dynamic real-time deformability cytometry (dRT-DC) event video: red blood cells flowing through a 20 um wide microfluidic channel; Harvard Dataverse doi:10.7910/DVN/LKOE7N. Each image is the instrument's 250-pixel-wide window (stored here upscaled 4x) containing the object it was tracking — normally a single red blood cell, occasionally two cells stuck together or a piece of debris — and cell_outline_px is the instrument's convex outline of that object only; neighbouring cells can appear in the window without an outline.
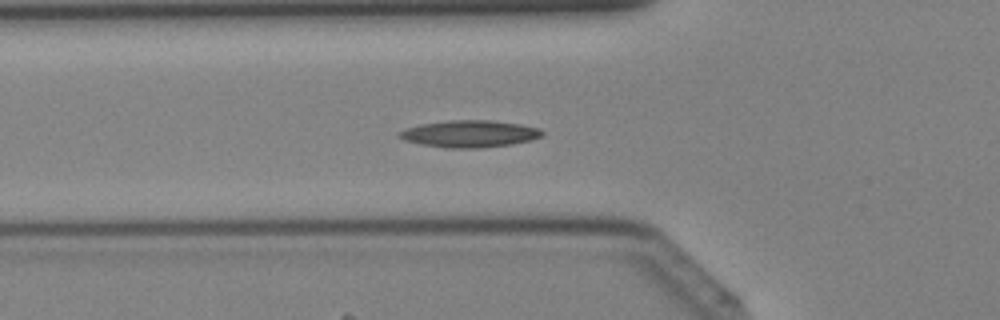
{"species": "Egyptian fruit bat (a non-hibernating species)", "species_latin": "Rousettus aegyptiacus", "temperature_condition": "cold", "stored_images_in_passage": 17, "camera_frame_rate_fps": 3000, "um_per_image_px": 0.085, "animal": {"sex": "female"}, "frame": {"image": 1, "passage_image": 15, "time_ms": 4.667, "image_size_px": [1000, 320], "cell_outline_px": [[544, 132], [540, 136], [528, 140], [512, 144], [476, 148], [448, 148], [424, 144], [404, 140], [396, 136], [396, 132], [404, 128], [420, 124], [448, 120], [492, 120], [520, 124], [540, 128]], "centroid_in_image_um": [39.86, 11.36], "position_along_channel_um": 85.9, "area_um2": 22.43}}
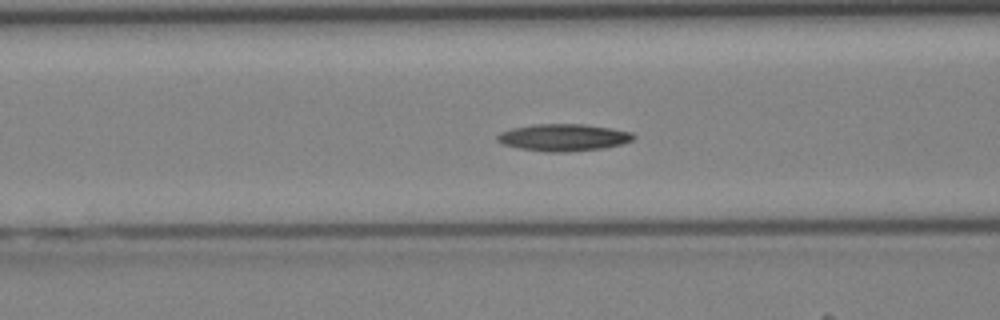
{"frame": {"image": 2, "passage_image": 17, "time_ms": 5.333, "image_size_px": [1000, 320], "cell_outline_px": [[636, 136], [632, 140], [620, 144], [600, 148], [560, 152], [548, 152], [520, 148], [504, 144], [496, 140], [496, 136], [500, 132], [512, 128], [536, 124], [584, 124], [612, 128], [632, 132]], "centroid_in_image_um": [47.88, 11.67], "position_along_channel_um": 118.7, "area_um2": 21.21}}